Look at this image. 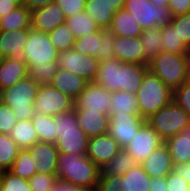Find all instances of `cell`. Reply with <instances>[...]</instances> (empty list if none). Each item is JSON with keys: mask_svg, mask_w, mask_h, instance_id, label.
<instances>
[{"mask_svg": "<svg viewBox=\"0 0 190 191\" xmlns=\"http://www.w3.org/2000/svg\"><path fill=\"white\" fill-rule=\"evenodd\" d=\"M101 169L87 156L59 153L57 180L76 186L97 188Z\"/></svg>", "mask_w": 190, "mask_h": 191, "instance_id": "cell-1", "label": "cell"}, {"mask_svg": "<svg viewBox=\"0 0 190 191\" xmlns=\"http://www.w3.org/2000/svg\"><path fill=\"white\" fill-rule=\"evenodd\" d=\"M55 146L59 153L86 155L89 137L78 126L75 112L55 116Z\"/></svg>", "mask_w": 190, "mask_h": 191, "instance_id": "cell-2", "label": "cell"}, {"mask_svg": "<svg viewBox=\"0 0 190 191\" xmlns=\"http://www.w3.org/2000/svg\"><path fill=\"white\" fill-rule=\"evenodd\" d=\"M139 115L146 121L172 101L173 91L149 70L136 93Z\"/></svg>", "mask_w": 190, "mask_h": 191, "instance_id": "cell-3", "label": "cell"}, {"mask_svg": "<svg viewBox=\"0 0 190 191\" xmlns=\"http://www.w3.org/2000/svg\"><path fill=\"white\" fill-rule=\"evenodd\" d=\"M39 85L29 75L0 91V100L11 107L17 121H27L36 114L34 99Z\"/></svg>", "mask_w": 190, "mask_h": 191, "instance_id": "cell-4", "label": "cell"}, {"mask_svg": "<svg viewBox=\"0 0 190 191\" xmlns=\"http://www.w3.org/2000/svg\"><path fill=\"white\" fill-rule=\"evenodd\" d=\"M188 63V55L162 51L148 63V70L173 91L187 82Z\"/></svg>", "mask_w": 190, "mask_h": 191, "instance_id": "cell-5", "label": "cell"}, {"mask_svg": "<svg viewBox=\"0 0 190 191\" xmlns=\"http://www.w3.org/2000/svg\"><path fill=\"white\" fill-rule=\"evenodd\" d=\"M146 122L165 142L168 138L179 134L190 123L188 114L173 100L159 109Z\"/></svg>", "mask_w": 190, "mask_h": 191, "instance_id": "cell-6", "label": "cell"}, {"mask_svg": "<svg viewBox=\"0 0 190 191\" xmlns=\"http://www.w3.org/2000/svg\"><path fill=\"white\" fill-rule=\"evenodd\" d=\"M123 9L143 30L169 25L172 19L168 6H156L150 0H125Z\"/></svg>", "mask_w": 190, "mask_h": 191, "instance_id": "cell-7", "label": "cell"}, {"mask_svg": "<svg viewBox=\"0 0 190 191\" xmlns=\"http://www.w3.org/2000/svg\"><path fill=\"white\" fill-rule=\"evenodd\" d=\"M23 53L25 54L28 70L33 65H57L56 59L59 52L50 42L47 33L30 28Z\"/></svg>", "mask_w": 190, "mask_h": 191, "instance_id": "cell-8", "label": "cell"}, {"mask_svg": "<svg viewBox=\"0 0 190 191\" xmlns=\"http://www.w3.org/2000/svg\"><path fill=\"white\" fill-rule=\"evenodd\" d=\"M115 35L108 29L75 39L73 49L77 52L97 58L99 62L114 59Z\"/></svg>", "mask_w": 190, "mask_h": 191, "instance_id": "cell-9", "label": "cell"}, {"mask_svg": "<svg viewBox=\"0 0 190 191\" xmlns=\"http://www.w3.org/2000/svg\"><path fill=\"white\" fill-rule=\"evenodd\" d=\"M74 100L51 84L40 85L34 99L36 113L57 116L74 109Z\"/></svg>", "mask_w": 190, "mask_h": 191, "instance_id": "cell-10", "label": "cell"}, {"mask_svg": "<svg viewBox=\"0 0 190 191\" xmlns=\"http://www.w3.org/2000/svg\"><path fill=\"white\" fill-rule=\"evenodd\" d=\"M58 69H65L88 82H94L99 69V61L95 57L84 55L73 48L60 52L56 59Z\"/></svg>", "mask_w": 190, "mask_h": 191, "instance_id": "cell-11", "label": "cell"}, {"mask_svg": "<svg viewBox=\"0 0 190 191\" xmlns=\"http://www.w3.org/2000/svg\"><path fill=\"white\" fill-rule=\"evenodd\" d=\"M73 102V110L101 111L110 116L111 92L95 82H88Z\"/></svg>", "mask_w": 190, "mask_h": 191, "instance_id": "cell-12", "label": "cell"}, {"mask_svg": "<svg viewBox=\"0 0 190 191\" xmlns=\"http://www.w3.org/2000/svg\"><path fill=\"white\" fill-rule=\"evenodd\" d=\"M162 143L164 141L158 133L145 121L135 137L123 149L140 164Z\"/></svg>", "mask_w": 190, "mask_h": 191, "instance_id": "cell-13", "label": "cell"}, {"mask_svg": "<svg viewBox=\"0 0 190 191\" xmlns=\"http://www.w3.org/2000/svg\"><path fill=\"white\" fill-rule=\"evenodd\" d=\"M145 120L138 114L110 113L108 132L117 140L121 148L131 142Z\"/></svg>", "mask_w": 190, "mask_h": 191, "instance_id": "cell-14", "label": "cell"}, {"mask_svg": "<svg viewBox=\"0 0 190 191\" xmlns=\"http://www.w3.org/2000/svg\"><path fill=\"white\" fill-rule=\"evenodd\" d=\"M120 150L117 140L108 132L89 138L86 155L101 169Z\"/></svg>", "mask_w": 190, "mask_h": 191, "instance_id": "cell-15", "label": "cell"}, {"mask_svg": "<svg viewBox=\"0 0 190 191\" xmlns=\"http://www.w3.org/2000/svg\"><path fill=\"white\" fill-rule=\"evenodd\" d=\"M65 21L62 9L54 2L31 11V28L42 33L53 31Z\"/></svg>", "mask_w": 190, "mask_h": 191, "instance_id": "cell-16", "label": "cell"}, {"mask_svg": "<svg viewBox=\"0 0 190 191\" xmlns=\"http://www.w3.org/2000/svg\"><path fill=\"white\" fill-rule=\"evenodd\" d=\"M30 29L0 31V59L11 57L14 60L26 63L24 46Z\"/></svg>", "mask_w": 190, "mask_h": 191, "instance_id": "cell-17", "label": "cell"}, {"mask_svg": "<svg viewBox=\"0 0 190 191\" xmlns=\"http://www.w3.org/2000/svg\"><path fill=\"white\" fill-rule=\"evenodd\" d=\"M113 47L114 59H118L123 63L148 65L145 62L140 37L115 36Z\"/></svg>", "mask_w": 190, "mask_h": 191, "instance_id": "cell-18", "label": "cell"}, {"mask_svg": "<svg viewBox=\"0 0 190 191\" xmlns=\"http://www.w3.org/2000/svg\"><path fill=\"white\" fill-rule=\"evenodd\" d=\"M27 150L36 162L37 173L56 174L59 152L55 143L37 141Z\"/></svg>", "mask_w": 190, "mask_h": 191, "instance_id": "cell-19", "label": "cell"}, {"mask_svg": "<svg viewBox=\"0 0 190 191\" xmlns=\"http://www.w3.org/2000/svg\"><path fill=\"white\" fill-rule=\"evenodd\" d=\"M140 165L150 177H166L173 171V163L167 145L162 143Z\"/></svg>", "mask_w": 190, "mask_h": 191, "instance_id": "cell-20", "label": "cell"}, {"mask_svg": "<svg viewBox=\"0 0 190 191\" xmlns=\"http://www.w3.org/2000/svg\"><path fill=\"white\" fill-rule=\"evenodd\" d=\"M77 116L78 126L90 138L108 133L109 116L101 111L73 110Z\"/></svg>", "mask_w": 190, "mask_h": 191, "instance_id": "cell-21", "label": "cell"}, {"mask_svg": "<svg viewBox=\"0 0 190 191\" xmlns=\"http://www.w3.org/2000/svg\"><path fill=\"white\" fill-rule=\"evenodd\" d=\"M88 81L65 69H58L50 84L63 94L75 99L85 89Z\"/></svg>", "mask_w": 190, "mask_h": 191, "instance_id": "cell-22", "label": "cell"}, {"mask_svg": "<svg viewBox=\"0 0 190 191\" xmlns=\"http://www.w3.org/2000/svg\"><path fill=\"white\" fill-rule=\"evenodd\" d=\"M164 143L169 149L173 165L190 163V123Z\"/></svg>", "mask_w": 190, "mask_h": 191, "instance_id": "cell-23", "label": "cell"}, {"mask_svg": "<svg viewBox=\"0 0 190 191\" xmlns=\"http://www.w3.org/2000/svg\"><path fill=\"white\" fill-rule=\"evenodd\" d=\"M28 72L26 63L11 57L0 59V91L27 77Z\"/></svg>", "mask_w": 190, "mask_h": 191, "instance_id": "cell-24", "label": "cell"}, {"mask_svg": "<svg viewBox=\"0 0 190 191\" xmlns=\"http://www.w3.org/2000/svg\"><path fill=\"white\" fill-rule=\"evenodd\" d=\"M122 63L118 59L100 62L94 82L106 88L109 92L120 90V70Z\"/></svg>", "mask_w": 190, "mask_h": 191, "instance_id": "cell-25", "label": "cell"}, {"mask_svg": "<svg viewBox=\"0 0 190 191\" xmlns=\"http://www.w3.org/2000/svg\"><path fill=\"white\" fill-rule=\"evenodd\" d=\"M108 30L115 36L129 38L140 37L143 32V29L134 20V17L124 9H120L114 14Z\"/></svg>", "mask_w": 190, "mask_h": 191, "instance_id": "cell-26", "label": "cell"}, {"mask_svg": "<svg viewBox=\"0 0 190 191\" xmlns=\"http://www.w3.org/2000/svg\"><path fill=\"white\" fill-rule=\"evenodd\" d=\"M147 71L148 65L122 63L120 70V90L136 94Z\"/></svg>", "mask_w": 190, "mask_h": 191, "instance_id": "cell-27", "label": "cell"}, {"mask_svg": "<svg viewBox=\"0 0 190 191\" xmlns=\"http://www.w3.org/2000/svg\"><path fill=\"white\" fill-rule=\"evenodd\" d=\"M119 179L121 181V191H149L150 189V176L144 172L140 164L119 176Z\"/></svg>", "mask_w": 190, "mask_h": 191, "instance_id": "cell-28", "label": "cell"}, {"mask_svg": "<svg viewBox=\"0 0 190 191\" xmlns=\"http://www.w3.org/2000/svg\"><path fill=\"white\" fill-rule=\"evenodd\" d=\"M84 11L94 19L100 29H108L115 14L102 0H86Z\"/></svg>", "mask_w": 190, "mask_h": 191, "instance_id": "cell-29", "label": "cell"}, {"mask_svg": "<svg viewBox=\"0 0 190 191\" xmlns=\"http://www.w3.org/2000/svg\"><path fill=\"white\" fill-rule=\"evenodd\" d=\"M31 28V11L24 5L0 19V31H13Z\"/></svg>", "mask_w": 190, "mask_h": 191, "instance_id": "cell-30", "label": "cell"}, {"mask_svg": "<svg viewBox=\"0 0 190 191\" xmlns=\"http://www.w3.org/2000/svg\"><path fill=\"white\" fill-rule=\"evenodd\" d=\"M9 135L21 150L28 149L38 141V135L31 119L17 121Z\"/></svg>", "mask_w": 190, "mask_h": 191, "instance_id": "cell-31", "label": "cell"}, {"mask_svg": "<svg viewBox=\"0 0 190 191\" xmlns=\"http://www.w3.org/2000/svg\"><path fill=\"white\" fill-rule=\"evenodd\" d=\"M120 114H138L139 106L135 93H129L121 90L111 92L110 113Z\"/></svg>", "mask_w": 190, "mask_h": 191, "instance_id": "cell-32", "label": "cell"}, {"mask_svg": "<svg viewBox=\"0 0 190 191\" xmlns=\"http://www.w3.org/2000/svg\"><path fill=\"white\" fill-rule=\"evenodd\" d=\"M145 62L148 64L153 58L162 52L161 28L154 27L143 30L140 35Z\"/></svg>", "mask_w": 190, "mask_h": 191, "instance_id": "cell-33", "label": "cell"}, {"mask_svg": "<svg viewBox=\"0 0 190 191\" xmlns=\"http://www.w3.org/2000/svg\"><path fill=\"white\" fill-rule=\"evenodd\" d=\"M65 24L73 32L76 39L100 30L94 19L85 11L66 18Z\"/></svg>", "mask_w": 190, "mask_h": 191, "instance_id": "cell-34", "label": "cell"}, {"mask_svg": "<svg viewBox=\"0 0 190 191\" xmlns=\"http://www.w3.org/2000/svg\"><path fill=\"white\" fill-rule=\"evenodd\" d=\"M138 163L123 148L102 168L100 174L122 176Z\"/></svg>", "mask_w": 190, "mask_h": 191, "instance_id": "cell-35", "label": "cell"}, {"mask_svg": "<svg viewBox=\"0 0 190 191\" xmlns=\"http://www.w3.org/2000/svg\"><path fill=\"white\" fill-rule=\"evenodd\" d=\"M31 121L37 132L38 141L55 143V116L36 113Z\"/></svg>", "mask_w": 190, "mask_h": 191, "instance_id": "cell-36", "label": "cell"}, {"mask_svg": "<svg viewBox=\"0 0 190 191\" xmlns=\"http://www.w3.org/2000/svg\"><path fill=\"white\" fill-rule=\"evenodd\" d=\"M9 172L26 180H29L37 173L36 162L31 157L27 149L19 151L15 162L9 169Z\"/></svg>", "mask_w": 190, "mask_h": 191, "instance_id": "cell-37", "label": "cell"}, {"mask_svg": "<svg viewBox=\"0 0 190 191\" xmlns=\"http://www.w3.org/2000/svg\"><path fill=\"white\" fill-rule=\"evenodd\" d=\"M21 149L9 134L0 133V171H9Z\"/></svg>", "mask_w": 190, "mask_h": 191, "instance_id": "cell-38", "label": "cell"}, {"mask_svg": "<svg viewBox=\"0 0 190 191\" xmlns=\"http://www.w3.org/2000/svg\"><path fill=\"white\" fill-rule=\"evenodd\" d=\"M162 51L188 55L190 49L179 39L171 24L161 27Z\"/></svg>", "mask_w": 190, "mask_h": 191, "instance_id": "cell-39", "label": "cell"}, {"mask_svg": "<svg viewBox=\"0 0 190 191\" xmlns=\"http://www.w3.org/2000/svg\"><path fill=\"white\" fill-rule=\"evenodd\" d=\"M47 34L50 42L55 46L59 53L73 48L76 38L65 23L58 25L53 31H50Z\"/></svg>", "mask_w": 190, "mask_h": 191, "instance_id": "cell-40", "label": "cell"}, {"mask_svg": "<svg viewBox=\"0 0 190 191\" xmlns=\"http://www.w3.org/2000/svg\"><path fill=\"white\" fill-rule=\"evenodd\" d=\"M0 191H32L29 181L15 176L9 171L2 172L0 178Z\"/></svg>", "mask_w": 190, "mask_h": 191, "instance_id": "cell-41", "label": "cell"}, {"mask_svg": "<svg viewBox=\"0 0 190 191\" xmlns=\"http://www.w3.org/2000/svg\"><path fill=\"white\" fill-rule=\"evenodd\" d=\"M58 70V65H33L28 72V75L35 81L37 84L46 85L50 84L53 79V76Z\"/></svg>", "mask_w": 190, "mask_h": 191, "instance_id": "cell-42", "label": "cell"}, {"mask_svg": "<svg viewBox=\"0 0 190 191\" xmlns=\"http://www.w3.org/2000/svg\"><path fill=\"white\" fill-rule=\"evenodd\" d=\"M170 24L181 41L190 49V13L173 16Z\"/></svg>", "mask_w": 190, "mask_h": 191, "instance_id": "cell-43", "label": "cell"}, {"mask_svg": "<svg viewBox=\"0 0 190 191\" xmlns=\"http://www.w3.org/2000/svg\"><path fill=\"white\" fill-rule=\"evenodd\" d=\"M28 181L32 191H52L57 181V175L36 173Z\"/></svg>", "mask_w": 190, "mask_h": 191, "instance_id": "cell-44", "label": "cell"}, {"mask_svg": "<svg viewBox=\"0 0 190 191\" xmlns=\"http://www.w3.org/2000/svg\"><path fill=\"white\" fill-rule=\"evenodd\" d=\"M172 100L179 105L190 118V82H184L180 87L173 90Z\"/></svg>", "mask_w": 190, "mask_h": 191, "instance_id": "cell-45", "label": "cell"}, {"mask_svg": "<svg viewBox=\"0 0 190 191\" xmlns=\"http://www.w3.org/2000/svg\"><path fill=\"white\" fill-rule=\"evenodd\" d=\"M17 119L10 106L0 100V133L10 134Z\"/></svg>", "mask_w": 190, "mask_h": 191, "instance_id": "cell-46", "label": "cell"}, {"mask_svg": "<svg viewBox=\"0 0 190 191\" xmlns=\"http://www.w3.org/2000/svg\"><path fill=\"white\" fill-rule=\"evenodd\" d=\"M86 0H54L63 11L66 18L84 11Z\"/></svg>", "mask_w": 190, "mask_h": 191, "instance_id": "cell-47", "label": "cell"}, {"mask_svg": "<svg viewBox=\"0 0 190 191\" xmlns=\"http://www.w3.org/2000/svg\"><path fill=\"white\" fill-rule=\"evenodd\" d=\"M121 181L119 176L100 174L98 181V191H121Z\"/></svg>", "mask_w": 190, "mask_h": 191, "instance_id": "cell-48", "label": "cell"}, {"mask_svg": "<svg viewBox=\"0 0 190 191\" xmlns=\"http://www.w3.org/2000/svg\"><path fill=\"white\" fill-rule=\"evenodd\" d=\"M166 181L168 191H189L188 182L174 171L166 176Z\"/></svg>", "mask_w": 190, "mask_h": 191, "instance_id": "cell-49", "label": "cell"}, {"mask_svg": "<svg viewBox=\"0 0 190 191\" xmlns=\"http://www.w3.org/2000/svg\"><path fill=\"white\" fill-rule=\"evenodd\" d=\"M168 8L172 17L190 13V0H169Z\"/></svg>", "mask_w": 190, "mask_h": 191, "instance_id": "cell-50", "label": "cell"}, {"mask_svg": "<svg viewBox=\"0 0 190 191\" xmlns=\"http://www.w3.org/2000/svg\"><path fill=\"white\" fill-rule=\"evenodd\" d=\"M52 191H98V189L86 186H76L57 180Z\"/></svg>", "mask_w": 190, "mask_h": 191, "instance_id": "cell-51", "label": "cell"}, {"mask_svg": "<svg viewBox=\"0 0 190 191\" xmlns=\"http://www.w3.org/2000/svg\"><path fill=\"white\" fill-rule=\"evenodd\" d=\"M150 189L149 191H168L166 177H150Z\"/></svg>", "mask_w": 190, "mask_h": 191, "instance_id": "cell-52", "label": "cell"}, {"mask_svg": "<svg viewBox=\"0 0 190 191\" xmlns=\"http://www.w3.org/2000/svg\"><path fill=\"white\" fill-rule=\"evenodd\" d=\"M173 171L185 178L190 186V163L173 165Z\"/></svg>", "mask_w": 190, "mask_h": 191, "instance_id": "cell-53", "label": "cell"}, {"mask_svg": "<svg viewBox=\"0 0 190 191\" xmlns=\"http://www.w3.org/2000/svg\"><path fill=\"white\" fill-rule=\"evenodd\" d=\"M54 0H23V5L30 11L47 6L53 3Z\"/></svg>", "mask_w": 190, "mask_h": 191, "instance_id": "cell-54", "label": "cell"}, {"mask_svg": "<svg viewBox=\"0 0 190 191\" xmlns=\"http://www.w3.org/2000/svg\"><path fill=\"white\" fill-rule=\"evenodd\" d=\"M18 6L12 2H0V19L13 12Z\"/></svg>", "mask_w": 190, "mask_h": 191, "instance_id": "cell-55", "label": "cell"}, {"mask_svg": "<svg viewBox=\"0 0 190 191\" xmlns=\"http://www.w3.org/2000/svg\"><path fill=\"white\" fill-rule=\"evenodd\" d=\"M102 1L108 4L111 7V10H113L116 13L120 9H123L125 0H102Z\"/></svg>", "mask_w": 190, "mask_h": 191, "instance_id": "cell-56", "label": "cell"}, {"mask_svg": "<svg viewBox=\"0 0 190 191\" xmlns=\"http://www.w3.org/2000/svg\"><path fill=\"white\" fill-rule=\"evenodd\" d=\"M156 6H168L169 0H150Z\"/></svg>", "mask_w": 190, "mask_h": 191, "instance_id": "cell-57", "label": "cell"}, {"mask_svg": "<svg viewBox=\"0 0 190 191\" xmlns=\"http://www.w3.org/2000/svg\"><path fill=\"white\" fill-rule=\"evenodd\" d=\"M0 2H12L15 3L17 6L23 5V0H0Z\"/></svg>", "mask_w": 190, "mask_h": 191, "instance_id": "cell-58", "label": "cell"}, {"mask_svg": "<svg viewBox=\"0 0 190 191\" xmlns=\"http://www.w3.org/2000/svg\"><path fill=\"white\" fill-rule=\"evenodd\" d=\"M188 58H189V63H188V82H190V51H189V54H188Z\"/></svg>", "mask_w": 190, "mask_h": 191, "instance_id": "cell-59", "label": "cell"}]
</instances>
